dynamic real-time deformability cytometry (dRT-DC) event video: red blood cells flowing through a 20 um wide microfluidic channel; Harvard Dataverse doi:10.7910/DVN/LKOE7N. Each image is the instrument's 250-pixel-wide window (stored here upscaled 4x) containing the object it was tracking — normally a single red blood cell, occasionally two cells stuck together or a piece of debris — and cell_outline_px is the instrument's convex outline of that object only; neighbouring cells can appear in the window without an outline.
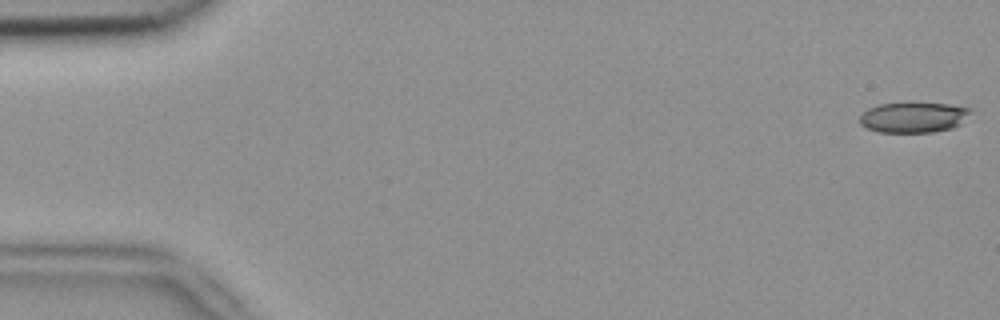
{"species": "common noctule bat (a hibernating species)", "species_latin": "Nyctalus noctula", "temperature_condition": "room temperature", "stored_images_in_passage": 5, "camera_frame_rate_fps": 3000, "um_per_image_px": 0.085, "animal": {"sex": "female", "body_mass_g": 18.4}, "frame": {"image": 1, "passage_image": 1, "time_ms": 0.0, "image_size_px": [1000, 320], "cell_outline_px": [[972, 112], [960, 124], [952, 128], [932, 132], [880, 132], [868, 128], [860, 124], [860, 116], [868, 108], [880, 104], [908, 100], [948, 104], [972, 108]], "centroid_in_image_um": [77.66, 9.92], "position_along_channel_um": 7.3, "area_um2": 20.29}}